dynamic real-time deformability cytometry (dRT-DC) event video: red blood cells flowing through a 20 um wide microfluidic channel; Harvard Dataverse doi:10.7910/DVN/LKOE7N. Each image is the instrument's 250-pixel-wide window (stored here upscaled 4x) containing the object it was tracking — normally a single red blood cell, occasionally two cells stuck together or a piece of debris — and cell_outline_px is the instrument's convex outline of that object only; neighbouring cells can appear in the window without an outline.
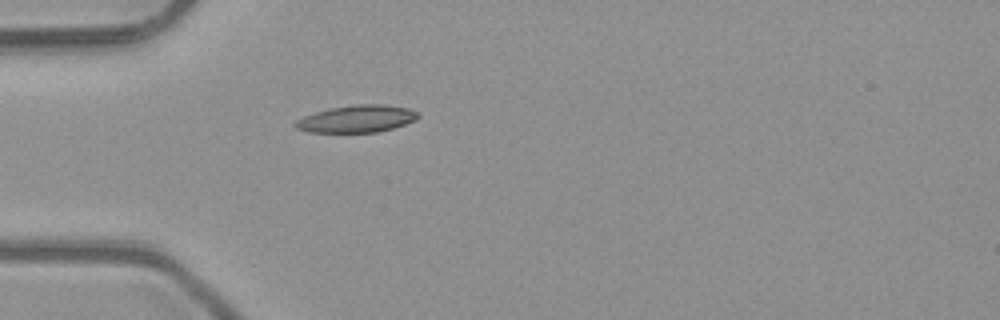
{"species": "common noctule bat (a hibernating species)", "species_latin": "Nyctalus noctula", "temperature_condition": "room temperature", "stored_images_in_passage": 1, "camera_frame_rate_fps": 3000, "um_per_image_px": 0.085, "animal": {"sex": "male", "body_mass_g": 23.1, "forearm_length_mm": 52.7}, "frame": {"image": 1, "passage_image": 1, "time_ms": 0.0, "image_size_px": [1000, 320], "cell_outline_px": [[420, 116], [416, 120], [392, 128], [376, 132], [308, 132], [296, 128], [292, 124], [296, 120], [304, 116], [328, 108], [352, 104], [384, 104], [408, 108], [416, 112]], "centroid_in_image_um": [30.3, 10.09], "position_along_channel_um": 54.7, "area_um2": 19.48}}